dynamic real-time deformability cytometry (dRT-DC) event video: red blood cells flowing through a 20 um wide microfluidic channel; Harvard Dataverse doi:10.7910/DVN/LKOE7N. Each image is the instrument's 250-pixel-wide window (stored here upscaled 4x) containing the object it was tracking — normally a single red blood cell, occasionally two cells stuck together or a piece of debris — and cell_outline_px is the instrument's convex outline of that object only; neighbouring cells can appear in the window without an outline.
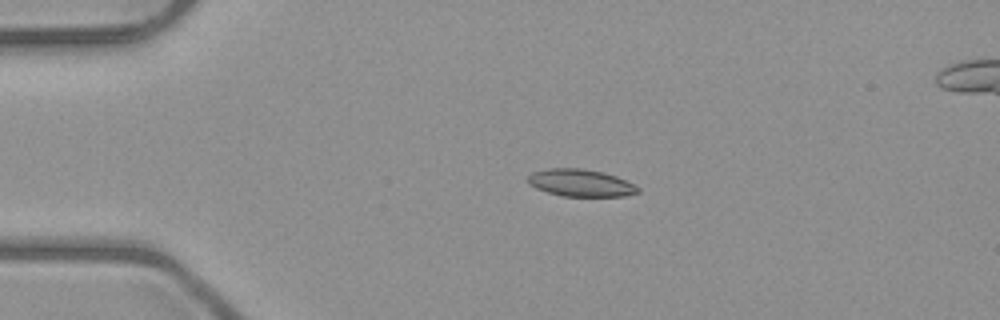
{"species": "common noctule bat (a hibernating species)", "species_latin": "Nyctalus noctula", "temperature_condition": "room temperature", "stored_images_in_passage": 4, "camera_frame_rate_fps": 3000, "um_per_image_px": 0.085, "animal": {"sex": "male", "body_mass_g": 23.1, "forearm_length_mm": 52.7}, "frame": {"image": 1, "passage_image": 2, "time_ms": 1.333, "image_size_px": [1000, 320], "cell_outline_px": [[640, 192], [624, 196], [564, 196], [548, 192], [536, 188], [528, 184], [528, 176], [532, 172], [548, 168], [584, 168], [604, 172], [616, 176], [640, 188]], "centroid_in_image_um": [49.34, 15.54], "position_along_channel_um": 35.7, "area_um2": 17.46}}